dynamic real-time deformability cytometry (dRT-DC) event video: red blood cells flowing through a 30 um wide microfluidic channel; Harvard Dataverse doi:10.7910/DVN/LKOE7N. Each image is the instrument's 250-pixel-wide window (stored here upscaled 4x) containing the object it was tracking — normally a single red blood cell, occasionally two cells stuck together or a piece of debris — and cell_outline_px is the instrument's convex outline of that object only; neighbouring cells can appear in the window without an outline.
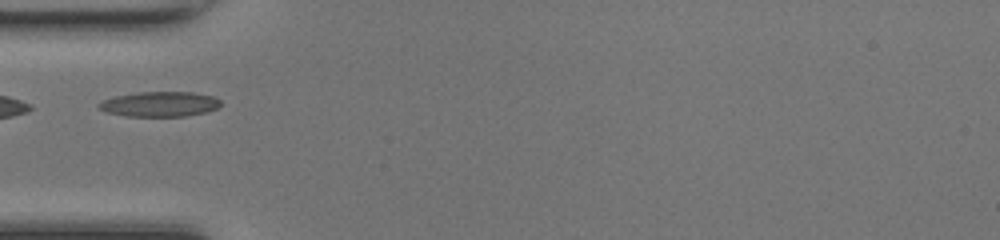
{"species": "common noctule bat (a hibernating species)", "species_latin": "Nyctalus noctula", "temperature_condition": "room temperature", "stored_images_in_passage": 31, "camera_frame_rate_fps": 3000, "um_per_image_px": 0.085, "animal": {"sex": "female", "body_mass_g": 17.0, "forearm_length_mm": 48.0}, "frame": {"image": 1, "passage_image": 1, "time_ms": 0.0, "image_size_px": [1000, 240], "cell_outline_px": [[220, 104], [216, 108], [204, 112], [184, 116], [128, 116], [108, 112], [100, 108], [96, 104], [104, 100], [116, 96], [136, 92], [192, 92], [212, 96], [220, 100]], "centroid_in_image_um": [13.57, 8.84], "position_along_channel_um": 71.4, "area_um2": 17.46}}
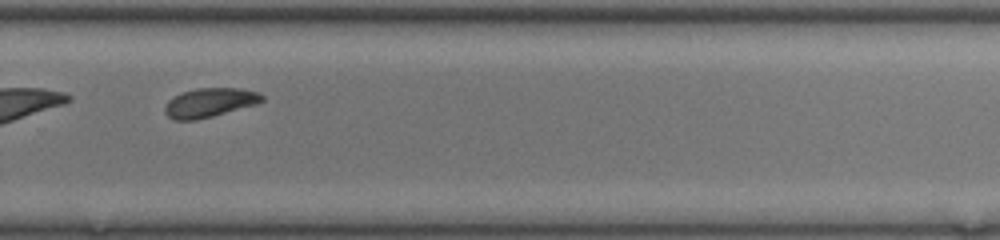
{"frame": {"image": 2, "passage_image": 18, "time_ms": 5.667, "image_size_px": [1000, 240], "cell_outline_px": [[264, 100], [256, 104], [212, 116], [196, 120], [176, 120], [168, 116], [164, 112], [164, 108], [168, 100], [180, 92], [196, 88], [240, 88], [260, 92], [264, 96]], "centroid_in_image_um": [17.82, 8.71], "position_along_channel_um": 312.0, "area_um2": 16.53}}